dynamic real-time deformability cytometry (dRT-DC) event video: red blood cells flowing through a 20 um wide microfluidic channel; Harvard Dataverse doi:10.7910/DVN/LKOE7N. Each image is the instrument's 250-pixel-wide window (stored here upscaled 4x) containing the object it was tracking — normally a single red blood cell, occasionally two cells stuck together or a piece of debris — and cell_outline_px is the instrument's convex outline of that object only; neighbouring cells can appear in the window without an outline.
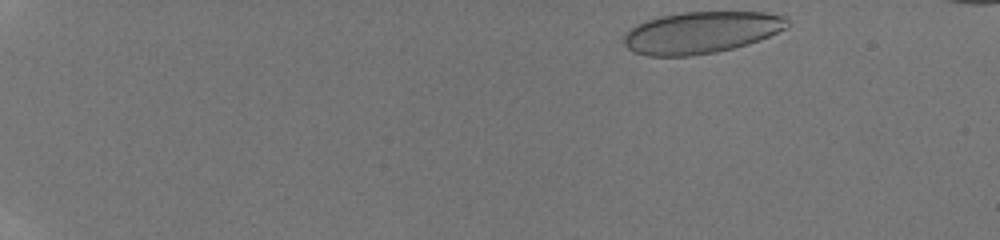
{"species": "human", "species_latin": "Homo sapiens", "temperature_condition": "room temperature", "stored_images_in_passage": 45, "camera_frame_rate_fps": 3000, "um_per_image_px": 0.085, "donor": {"sex": "male"}, "frame": {"image": 1, "passage_image": 1, "time_ms": 0.0, "image_size_px": [1000, 240], "cell_outline_px": [[788, 24], [784, 28], [760, 40], [748, 44], [716, 52], [692, 56], [648, 56], [632, 52], [624, 44], [624, 36], [636, 24], [644, 20], [660, 16], [684, 12], [768, 12], [784, 16], [788, 20]], "centroid_in_image_um": [59.57, 2.76], "position_along_channel_um": 25.4, "area_um2": 39.77}}
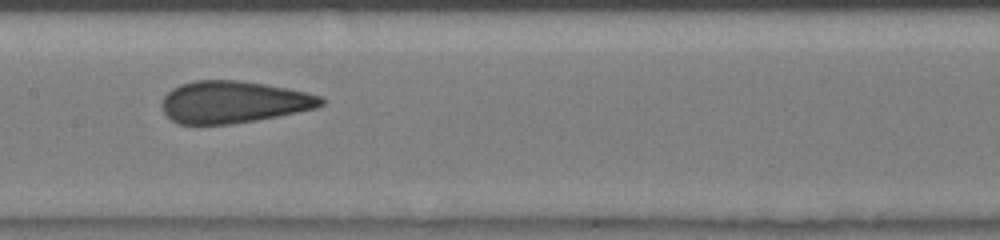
{"frame": {"image": 2, "passage_image": 23, "time_ms": 7.333, "image_size_px": [1000, 240], "cell_outline_px": [[324, 104], [316, 108], [256, 120], [232, 124], [176, 124], [164, 112], [160, 104], [164, 96], [172, 88], [180, 84], [196, 80], [240, 80], [288, 88], [308, 92], [320, 96], [324, 100]], "centroid_in_image_um": [19.82, 8.67], "position_along_channel_um": 187.6, "area_um2": 39.02}}
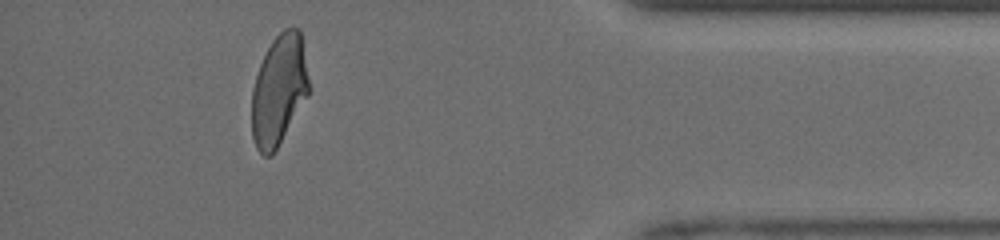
{"frame": {"image": 3, "passage_image": 41, "time_ms": 13.333, "image_size_px": [1000, 240], "cell_outline_px": [[308, 96], [276, 148], [268, 156], [264, 156], [256, 148], [252, 136], [252, 88], [260, 64], [272, 40], [284, 28], [300, 28], [308, 80]], "centroid_in_image_um": [23.69, 7.64], "position_along_channel_um": 411.5, "area_um2": 36.18}, "authors_computed_cell_mechanics": {"area_um2": 39.7664, "velocity_mm_per_s": 4.2078, "shape_relaxation_time_tau1_ms": null, "shape_relaxation_time_tau2_ms": 0.6489, "deformation_change_tau1": null, "deformation_change_tau2": 0.0804}}